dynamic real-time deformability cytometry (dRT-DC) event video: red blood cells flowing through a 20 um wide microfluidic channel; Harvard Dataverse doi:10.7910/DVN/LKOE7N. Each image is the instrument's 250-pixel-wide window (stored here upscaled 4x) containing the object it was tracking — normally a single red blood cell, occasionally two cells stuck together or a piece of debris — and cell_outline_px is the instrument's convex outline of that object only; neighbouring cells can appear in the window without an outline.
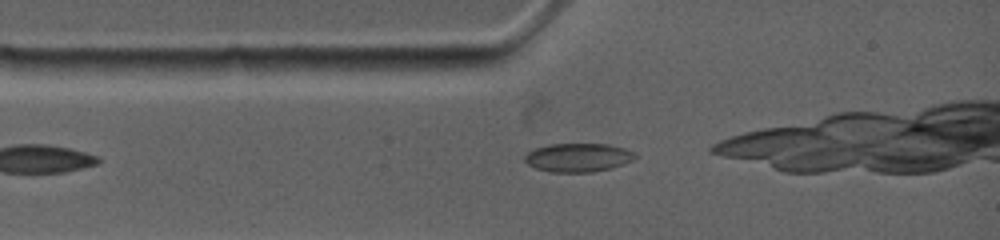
{"species": "common noctule bat (a hibernating species)", "species_latin": "Nyctalus noctula", "temperature_condition": "warm", "stored_images_in_passage": 5, "segment_of_instrument_passage": [2, 2], "camera_frame_rate_fps": 4500, "um_per_image_px": 0.085, "animal": {"sex": "female", "body_mass_g": 19.0, "forearm_length_mm": 53.3}, "frame": {"image": 1, "passage_image": 5, "time_ms": 2.222, "image_size_px": [1000, 240], "cell_outline_px": [[636, 156], [632, 160], [624, 164], [612, 168], [592, 172], [552, 172], [536, 168], [528, 164], [524, 160], [524, 156], [528, 152], [536, 148], [548, 144], [608, 144], [624, 148], [636, 152]], "centroid_in_image_um": [49.15, 13.39], "position_along_channel_um": 35.8, "area_um2": 18.44}}